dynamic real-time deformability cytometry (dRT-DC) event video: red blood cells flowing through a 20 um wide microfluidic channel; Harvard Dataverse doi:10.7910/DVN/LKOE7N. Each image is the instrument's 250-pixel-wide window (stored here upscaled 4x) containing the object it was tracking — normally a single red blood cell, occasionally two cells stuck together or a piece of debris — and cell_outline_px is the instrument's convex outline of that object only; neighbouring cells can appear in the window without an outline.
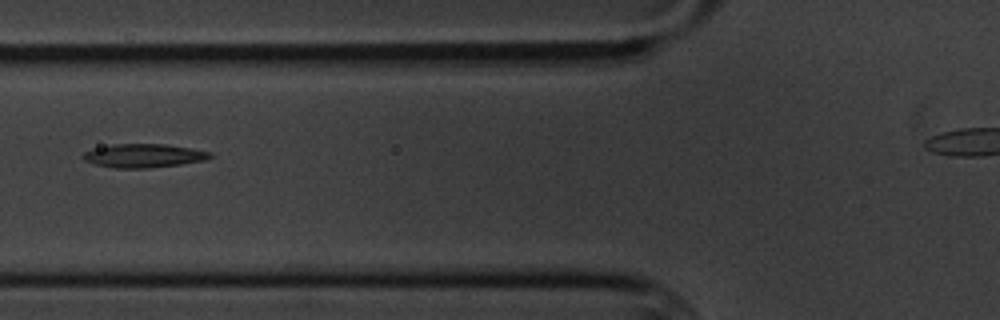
{"species": "common noctule bat (a hibernating species)", "species_latin": "Nyctalus noctula", "temperature_condition": "cold", "stored_images_in_passage": 12, "camera_frame_rate_fps": 3000, "um_per_image_px": 0.085, "animal": {"sex": "male", "body_mass_g": 20.1, "forearm_length_mm": 53.5}, "frame": {"image": 1, "passage_image": 7, "time_ms": 7.667, "image_size_px": [1000, 320], "cell_outline_px": [[212, 156], [204, 160], [180, 164], [148, 168], [112, 168], [92, 164], [84, 160], [80, 156], [84, 152], [92, 148], [112, 144], [164, 144], [192, 148], [212, 152]], "centroid_in_image_um": [12.14, 13.23], "position_along_channel_um": 113.7, "area_um2": 17.69}}
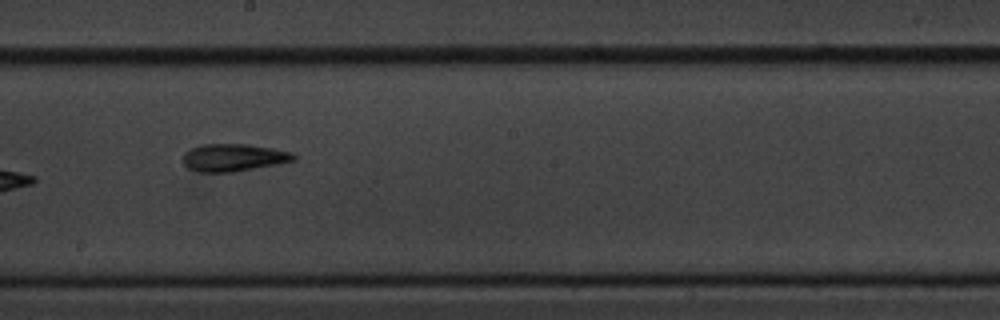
{"frame": {"image": 2, "passage_image": 10, "time_ms": 11.0, "image_size_px": [1000, 320], "cell_outline_px": [[296, 160], [276, 164], [232, 172], [200, 172], [188, 168], [184, 164], [184, 152], [200, 144], [248, 144], [272, 148], [292, 152], [296, 156]], "centroid_in_image_um": [19.85, 13.38], "position_along_channel_um": 228.4, "area_um2": 17.63}}
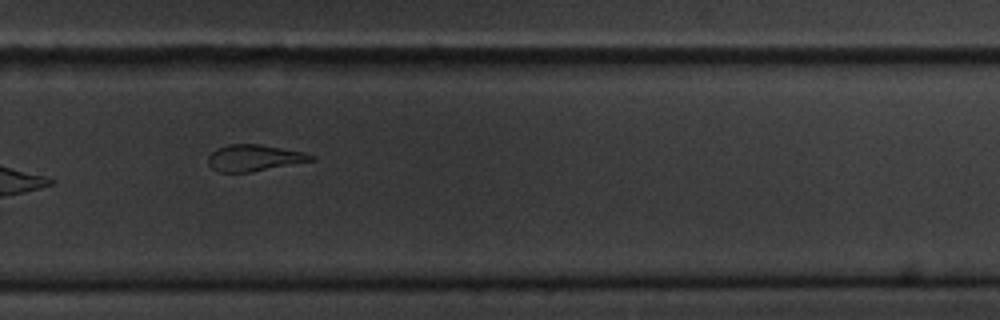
{"frame": {"image": 3, "passage_image": 12, "time_ms": 13.333, "image_size_px": [1000, 320], "cell_outline_px": [[316, 160], [252, 172], [220, 172], [212, 168], [208, 164], [208, 156], [216, 148], [228, 144], [260, 144], [304, 152], [316, 156]], "centroid_in_image_um": [21.62, 13.42], "position_along_channel_um": 308.2, "area_um2": 16.01}}